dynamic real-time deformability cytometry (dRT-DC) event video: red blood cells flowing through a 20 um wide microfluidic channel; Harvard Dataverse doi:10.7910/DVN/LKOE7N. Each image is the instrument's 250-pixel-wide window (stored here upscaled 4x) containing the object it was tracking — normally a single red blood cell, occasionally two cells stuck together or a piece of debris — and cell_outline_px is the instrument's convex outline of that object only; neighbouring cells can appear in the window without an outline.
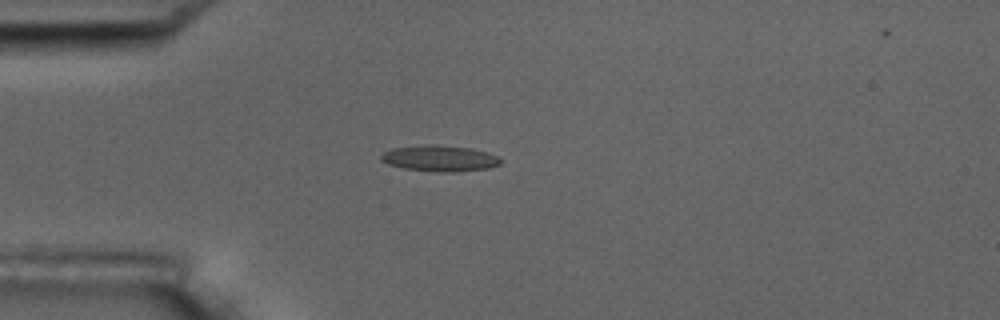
{"species": "common noctule bat (a hibernating species)", "species_latin": "Nyctalus noctula", "temperature_condition": "room temperature", "stored_images_in_passage": 4, "camera_frame_rate_fps": 3000, "um_per_image_px": 0.085, "animal": {"sex": "male", "body_mass_g": 17.5, "forearm_length_mm": 52.3}, "frame": {"image": 1, "passage_image": 3, "time_ms": 2.333, "image_size_px": [1000, 320], "cell_outline_px": [[500, 164], [488, 168], [452, 172], [440, 172], [404, 168], [388, 164], [380, 160], [380, 156], [384, 152], [392, 148], [424, 144], [436, 144], [468, 148], [488, 152], [496, 156], [500, 160]], "centroid_in_image_um": [37.33, 13.45], "position_along_channel_um": 47.7, "area_um2": 18.03}}